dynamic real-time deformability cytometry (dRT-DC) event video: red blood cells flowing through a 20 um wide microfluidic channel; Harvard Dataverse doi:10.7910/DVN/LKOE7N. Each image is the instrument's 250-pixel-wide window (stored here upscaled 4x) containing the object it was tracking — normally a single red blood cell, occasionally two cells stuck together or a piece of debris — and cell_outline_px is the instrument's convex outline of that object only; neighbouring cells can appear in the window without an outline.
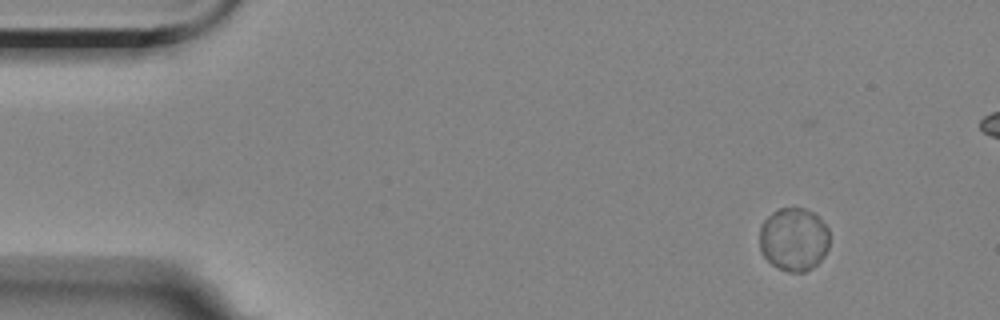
{"species": "Egyptian fruit bat (a non-hibernating species)", "species_latin": "Rousettus aegyptiacus", "temperature_condition": "room temperature", "stored_images_in_passage": 3, "camera_frame_rate_fps": 3000, "um_per_image_px": 0.085, "animal": {"sex": "female"}, "frame": {"image": 1, "passage_image": 3, "time_ms": 2.333, "image_size_px": [1000, 320], "cell_outline_px": [[828, 248], [824, 256], [812, 268], [804, 272], [788, 272], [772, 264], [760, 252], [760, 224], [772, 212], [780, 208], [804, 208], [820, 216], [828, 228]], "centroid_in_image_um": [67.47, 20.33], "position_along_channel_um": 17.5, "area_um2": 25.95}}